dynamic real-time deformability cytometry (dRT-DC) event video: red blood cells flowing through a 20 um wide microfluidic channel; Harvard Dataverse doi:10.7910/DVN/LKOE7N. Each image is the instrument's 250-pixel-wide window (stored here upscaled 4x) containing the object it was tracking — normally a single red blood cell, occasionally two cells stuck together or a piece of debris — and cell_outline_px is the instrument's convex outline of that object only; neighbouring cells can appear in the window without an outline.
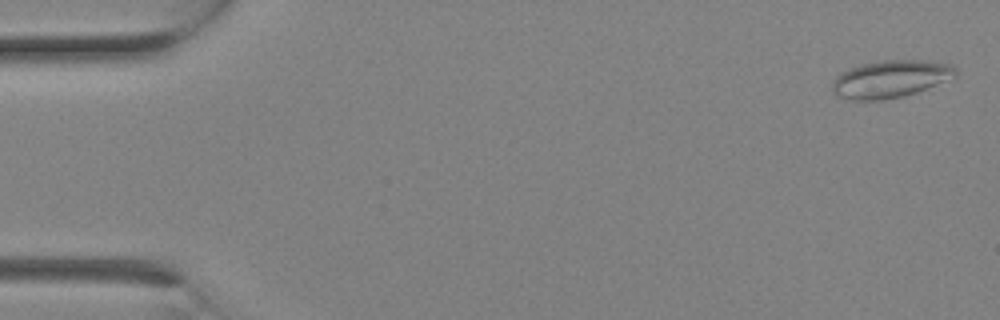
{"species": "Egyptian fruit bat (a non-hibernating species)", "species_latin": "Rousettus aegyptiacus", "temperature_condition": "room temperature", "stored_images_in_passage": 3, "camera_frame_rate_fps": 3000, "um_per_image_px": 0.085, "animal": {"sex": "female"}, "frame": {"image": 1, "passage_image": 1, "time_ms": 0.0, "image_size_px": [1000, 320], "cell_outline_px": [[956, 76], [916, 92], [904, 96], [884, 100], [852, 100], [836, 96], [832, 92], [832, 80], [840, 72], [860, 64], [880, 60], [928, 60], [952, 64], [956, 68]], "centroid_in_image_um": [75.65, 6.71], "position_along_channel_um": 9.4, "area_um2": 27.11}}